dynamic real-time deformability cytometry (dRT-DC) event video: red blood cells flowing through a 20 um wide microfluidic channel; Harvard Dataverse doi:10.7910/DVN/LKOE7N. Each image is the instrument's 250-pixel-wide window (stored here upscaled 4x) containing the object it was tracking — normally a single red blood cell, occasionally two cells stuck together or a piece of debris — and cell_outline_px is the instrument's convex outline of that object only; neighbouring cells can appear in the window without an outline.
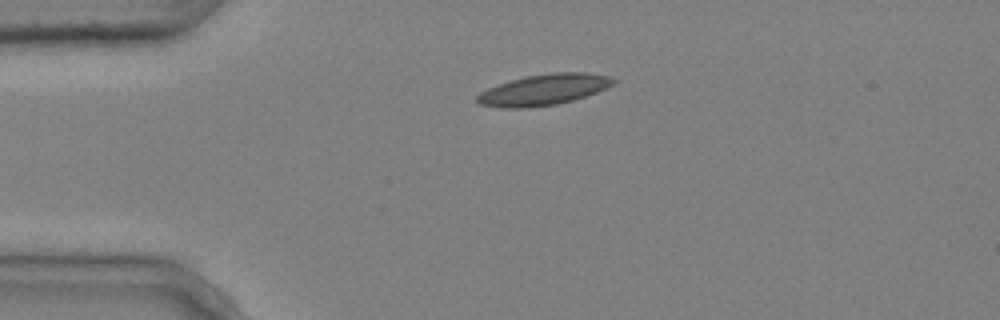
{"species": "common noctule bat (a hibernating species)", "species_latin": "Nyctalus noctula", "temperature_condition": "cold", "stored_images_in_passage": 6, "camera_frame_rate_fps": 3000, "um_per_image_px": 0.085, "animal": {"sex": "male", "body_mass_g": 20.4}, "frame": {"image": 1, "passage_image": 6, "time_ms": 1.667, "image_size_px": [1000, 320], "cell_outline_px": [[616, 80], [612, 84], [596, 92], [572, 100], [556, 104], [524, 108], [504, 108], [480, 104], [476, 100], [476, 96], [480, 92], [488, 88], [524, 76], [552, 72], [588, 72], [612, 76]], "centroid_in_image_um": [46.22, 7.61], "position_along_channel_um": 38.8, "area_um2": 24.39}}